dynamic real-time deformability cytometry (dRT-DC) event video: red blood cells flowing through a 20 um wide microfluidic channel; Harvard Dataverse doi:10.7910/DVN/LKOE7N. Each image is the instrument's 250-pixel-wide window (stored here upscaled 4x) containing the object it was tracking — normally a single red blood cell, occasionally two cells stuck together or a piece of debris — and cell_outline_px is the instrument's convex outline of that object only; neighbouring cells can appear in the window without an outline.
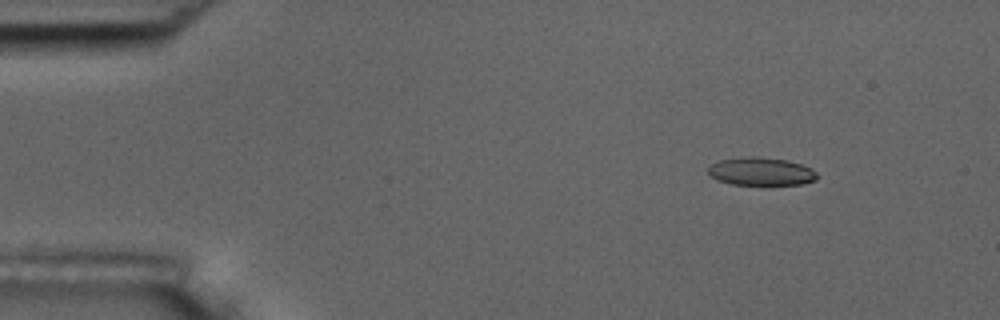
{"species": "common noctule bat (a hibernating species)", "species_latin": "Nyctalus noctula", "temperature_condition": "room temperature", "stored_images_in_passage": 5, "camera_frame_rate_fps": 3000, "um_per_image_px": 0.085, "animal": {"sex": "male", "body_mass_g": 17.5, "forearm_length_mm": 52.3}, "frame": {"image": 1, "passage_image": 1, "time_ms": 0.0, "image_size_px": [1000, 320], "cell_outline_px": [[816, 180], [804, 184], [732, 184], [716, 180], [708, 172], [708, 168], [712, 164], [720, 160], [748, 156], [756, 156], [788, 160], [812, 168], [816, 172]], "centroid_in_image_um": [64.7, 14.57], "position_along_channel_um": 20.3, "area_um2": 17.69}}
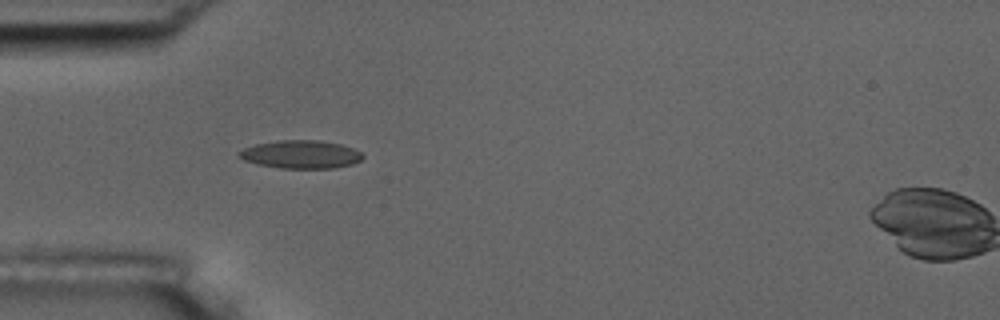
{"frame": {"image": 2, "passage_image": 4, "time_ms": 3.333, "image_size_px": [1000, 320], "cell_outline_px": [[364, 156], [360, 160], [352, 164], [336, 168], [280, 168], [256, 164], [244, 160], [236, 156], [236, 152], [244, 148], [256, 144], [280, 140], [316, 140], [340, 144], [352, 148], [360, 152]], "centroid_in_image_um": [25.53, 13.13], "position_along_channel_um": 59.5, "area_um2": 20.29}}